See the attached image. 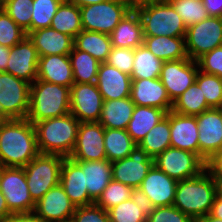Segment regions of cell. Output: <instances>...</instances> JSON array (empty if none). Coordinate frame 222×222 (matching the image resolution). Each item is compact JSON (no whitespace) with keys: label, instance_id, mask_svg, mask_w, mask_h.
Wrapping results in <instances>:
<instances>
[{"label":"cell","instance_id":"obj_1","mask_svg":"<svg viewBox=\"0 0 222 222\" xmlns=\"http://www.w3.org/2000/svg\"><path fill=\"white\" fill-rule=\"evenodd\" d=\"M39 154L34 124L5 119L0 125V166L24 168Z\"/></svg>","mask_w":222,"mask_h":222},{"label":"cell","instance_id":"obj_2","mask_svg":"<svg viewBox=\"0 0 222 222\" xmlns=\"http://www.w3.org/2000/svg\"><path fill=\"white\" fill-rule=\"evenodd\" d=\"M217 194V181L204 170L196 177L178 181L173 206L198 222L210 213Z\"/></svg>","mask_w":222,"mask_h":222},{"label":"cell","instance_id":"obj_3","mask_svg":"<svg viewBox=\"0 0 222 222\" xmlns=\"http://www.w3.org/2000/svg\"><path fill=\"white\" fill-rule=\"evenodd\" d=\"M79 125L80 122L71 113L35 123L39 153L70 157L76 144Z\"/></svg>","mask_w":222,"mask_h":222},{"label":"cell","instance_id":"obj_4","mask_svg":"<svg viewBox=\"0 0 222 222\" xmlns=\"http://www.w3.org/2000/svg\"><path fill=\"white\" fill-rule=\"evenodd\" d=\"M134 9L140 16L143 36H186V25L167 0H141Z\"/></svg>","mask_w":222,"mask_h":222},{"label":"cell","instance_id":"obj_5","mask_svg":"<svg viewBox=\"0 0 222 222\" xmlns=\"http://www.w3.org/2000/svg\"><path fill=\"white\" fill-rule=\"evenodd\" d=\"M70 113V88L37 79L30 84L29 112L31 123Z\"/></svg>","mask_w":222,"mask_h":222},{"label":"cell","instance_id":"obj_6","mask_svg":"<svg viewBox=\"0 0 222 222\" xmlns=\"http://www.w3.org/2000/svg\"><path fill=\"white\" fill-rule=\"evenodd\" d=\"M63 160L60 155L39 153L24 167L29 193L35 203L60 183Z\"/></svg>","mask_w":222,"mask_h":222},{"label":"cell","instance_id":"obj_7","mask_svg":"<svg viewBox=\"0 0 222 222\" xmlns=\"http://www.w3.org/2000/svg\"><path fill=\"white\" fill-rule=\"evenodd\" d=\"M133 8L128 0H107L80 7L82 29L110 35Z\"/></svg>","mask_w":222,"mask_h":222},{"label":"cell","instance_id":"obj_8","mask_svg":"<svg viewBox=\"0 0 222 222\" xmlns=\"http://www.w3.org/2000/svg\"><path fill=\"white\" fill-rule=\"evenodd\" d=\"M30 83L0 72V114L5 119H26L29 112Z\"/></svg>","mask_w":222,"mask_h":222},{"label":"cell","instance_id":"obj_9","mask_svg":"<svg viewBox=\"0 0 222 222\" xmlns=\"http://www.w3.org/2000/svg\"><path fill=\"white\" fill-rule=\"evenodd\" d=\"M0 191L11 214L34 211L35 202L29 193L24 168L0 166Z\"/></svg>","mask_w":222,"mask_h":222},{"label":"cell","instance_id":"obj_10","mask_svg":"<svg viewBox=\"0 0 222 222\" xmlns=\"http://www.w3.org/2000/svg\"><path fill=\"white\" fill-rule=\"evenodd\" d=\"M185 44L188 58L195 61L203 54L222 46V17L209 16L187 27Z\"/></svg>","mask_w":222,"mask_h":222},{"label":"cell","instance_id":"obj_11","mask_svg":"<svg viewBox=\"0 0 222 222\" xmlns=\"http://www.w3.org/2000/svg\"><path fill=\"white\" fill-rule=\"evenodd\" d=\"M154 165L176 181L196 177L205 170V162L197 154L173 147L159 154Z\"/></svg>","mask_w":222,"mask_h":222},{"label":"cell","instance_id":"obj_12","mask_svg":"<svg viewBox=\"0 0 222 222\" xmlns=\"http://www.w3.org/2000/svg\"><path fill=\"white\" fill-rule=\"evenodd\" d=\"M198 69L197 61L190 58L164 61L159 78L172 102L196 82Z\"/></svg>","mask_w":222,"mask_h":222},{"label":"cell","instance_id":"obj_13","mask_svg":"<svg viewBox=\"0 0 222 222\" xmlns=\"http://www.w3.org/2000/svg\"><path fill=\"white\" fill-rule=\"evenodd\" d=\"M112 178L133 188H139L148 171L154 164V159L138 144L128 157L111 162Z\"/></svg>","mask_w":222,"mask_h":222},{"label":"cell","instance_id":"obj_14","mask_svg":"<svg viewBox=\"0 0 222 222\" xmlns=\"http://www.w3.org/2000/svg\"><path fill=\"white\" fill-rule=\"evenodd\" d=\"M103 101L96 83H77L70 88V113L79 122H98Z\"/></svg>","mask_w":222,"mask_h":222},{"label":"cell","instance_id":"obj_15","mask_svg":"<svg viewBox=\"0 0 222 222\" xmlns=\"http://www.w3.org/2000/svg\"><path fill=\"white\" fill-rule=\"evenodd\" d=\"M69 158L74 161L107 159L104 147V127L99 122H80L76 144Z\"/></svg>","mask_w":222,"mask_h":222},{"label":"cell","instance_id":"obj_16","mask_svg":"<svg viewBox=\"0 0 222 222\" xmlns=\"http://www.w3.org/2000/svg\"><path fill=\"white\" fill-rule=\"evenodd\" d=\"M199 157L206 162L222 148V108H210L196 115Z\"/></svg>","mask_w":222,"mask_h":222},{"label":"cell","instance_id":"obj_17","mask_svg":"<svg viewBox=\"0 0 222 222\" xmlns=\"http://www.w3.org/2000/svg\"><path fill=\"white\" fill-rule=\"evenodd\" d=\"M76 206L59 183L35 203L34 213L44 222H69Z\"/></svg>","mask_w":222,"mask_h":222},{"label":"cell","instance_id":"obj_18","mask_svg":"<svg viewBox=\"0 0 222 222\" xmlns=\"http://www.w3.org/2000/svg\"><path fill=\"white\" fill-rule=\"evenodd\" d=\"M39 55L33 42L26 36L10 48L7 73L32 84L37 80Z\"/></svg>","mask_w":222,"mask_h":222},{"label":"cell","instance_id":"obj_19","mask_svg":"<svg viewBox=\"0 0 222 222\" xmlns=\"http://www.w3.org/2000/svg\"><path fill=\"white\" fill-rule=\"evenodd\" d=\"M177 183L153 164L139 188L149 197L154 207L172 206Z\"/></svg>","mask_w":222,"mask_h":222},{"label":"cell","instance_id":"obj_20","mask_svg":"<svg viewBox=\"0 0 222 222\" xmlns=\"http://www.w3.org/2000/svg\"><path fill=\"white\" fill-rule=\"evenodd\" d=\"M130 98L137 106L157 107L166 113L173 107L160 78L132 80Z\"/></svg>","mask_w":222,"mask_h":222},{"label":"cell","instance_id":"obj_21","mask_svg":"<svg viewBox=\"0 0 222 222\" xmlns=\"http://www.w3.org/2000/svg\"><path fill=\"white\" fill-rule=\"evenodd\" d=\"M171 147L193 152L199 156L196 116L169 111Z\"/></svg>","mask_w":222,"mask_h":222},{"label":"cell","instance_id":"obj_22","mask_svg":"<svg viewBox=\"0 0 222 222\" xmlns=\"http://www.w3.org/2000/svg\"><path fill=\"white\" fill-rule=\"evenodd\" d=\"M60 184L76 207L95 203L89 197L82 168L69 157L63 160L60 173Z\"/></svg>","mask_w":222,"mask_h":222},{"label":"cell","instance_id":"obj_23","mask_svg":"<svg viewBox=\"0 0 222 222\" xmlns=\"http://www.w3.org/2000/svg\"><path fill=\"white\" fill-rule=\"evenodd\" d=\"M131 76L106 62L99 66L96 85L103 100H115L130 97Z\"/></svg>","mask_w":222,"mask_h":222},{"label":"cell","instance_id":"obj_24","mask_svg":"<svg viewBox=\"0 0 222 222\" xmlns=\"http://www.w3.org/2000/svg\"><path fill=\"white\" fill-rule=\"evenodd\" d=\"M37 79L71 88L74 78L69 55L39 57Z\"/></svg>","mask_w":222,"mask_h":222},{"label":"cell","instance_id":"obj_25","mask_svg":"<svg viewBox=\"0 0 222 222\" xmlns=\"http://www.w3.org/2000/svg\"><path fill=\"white\" fill-rule=\"evenodd\" d=\"M37 49L39 57L48 55H69L74 39L52 27L38 29L27 34Z\"/></svg>","mask_w":222,"mask_h":222},{"label":"cell","instance_id":"obj_26","mask_svg":"<svg viewBox=\"0 0 222 222\" xmlns=\"http://www.w3.org/2000/svg\"><path fill=\"white\" fill-rule=\"evenodd\" d=\"M84 172L85 186L89 197L96 202L112 178V164L109 160L75 161Z\"/></svg>","mask_w":222,"mask_h":222},{"label":"cell","instance_id":"obj_27","mask_svg":"<svg viewBox=\"0 0 222 222\" xmlns=\"http://www.w3.org/2000/svg\"><path fill=\"white\" fill-rule=\"evenodd\" d=\"M110 39L113 47L135 49L143 44V26L134 8L115 27Z\"/></svg>","mask_w":222,"mask_h":222},{"label":"cell","instance_id":"obj_28","mask_svg":"<svg viewBox=\"0 0 222 222\" xmlns=\"http://www.w3.org/2000/svg\"><path fill=\"white\" fill-rule=\"evenodd\" d=\"M135 103L130 97L104 100L99 123L104 128L126 130L133 114Z\"/></svg>","mask_w":222,"mask_h":222},{"label":"cell","instance_id":"obj_29","mask_svg":"<svg viewBox=\"0 0 222 222\" xmlns=\"http://www.w3.org/2000/svg\"><path fill=\"white\" fill-rule=\"evenodd\" d=\"M143 45L162 61L188 58L185 37L144 36Z\"/></svg>","mask_w":222,"mask_h":222},{"label":"cell","instance_id":"obj_30","mask_svg":"<svg viewBox=\"0 0 222 222\" xmlns=\"http://www.w3.org/2000/svg\"><path fill=\"white\" fill-rule=\"evenodd\" d=\"M165 116L166 112L163 109L135 105L126 131L139 144L147 133Z\"/></svg>","mask_w":222,"mask_h":222},{"label":"cell","instance_id":"obj_31","mask_svg":"<svg viewBox=\"0 0 222 222\" xmlns=\"http://www.w3.org/2000/svg\"><path fill=\"white\" fill-rule=\"evenodd\" d=\"M74 46L89 53L100 63L106 62L112 48L109 34L82 30L74 38Z\"/></svg>","mask_w":222,"mask_h":222},{"label":"cell","instance_id":"obj_32","mask_svg":"<svg viewBox=\"0 0 222 222\" xmlns=\"http://www.w3.org/2000/svg\"><path fill=\"white\" fill-rule=\"evenodd\" d=\"M137 143L124 129L104 128V147L110 162L128 157Z\"/></svg>","mask_w":222,"mask_h":222},{"label":"cell","instance_id":"obj_33","mask_svg":"<svg viewBox=\"0 0 222 222\" xmlns=\"http://www.w3.org/2000/svg\"><path fill=\"white\" fill-rule=\"evenodd\" d=\"M164 61L157 58L145 45L134 49L132 80L157 79L160 77Z\"/></svg>","mask_w":222,"mask_h":222},{"label":"cell","instance_id":"obj_34","mask_svg":"<svg viewBox=\"0 0 222 222\" xmlns=\"http://www.w3.org/2000/svg\"><path fill=\"white\" fill-rule=\"evenodd\" d=\"M74 84L96 83L100 62L89 53L78 50L75 46L69 53Z\"/></svg>","mask_w":222,"mask_h":222},{"label":"cell","instance_id":"obj_35","mask_svg":"<svg viewBox=\"0 0 222 222\" xmlns=\"http://www.w3.org/2000/svg\"><path fill=\"white\" fill-rule=\"evenodd\" d=\"M50 27L74 39L83 30L80 8L63 0L52 18Z\"/></svg>","mask_w":222,"mask_h":222},{"label":"cell","instance_id":"obj_36","mask_svg":"<svg viewBox=\"0 0 222 222\" xmlns=\"http://www.w3.org/2000/svg\"><path fill=\"white\" fill-rule=\"evenodd\" d=\"M138 145L153 159L171 147L169 118L167 116L162 118Z\"/></svg>","mask_w":222,"mask_h":222},{"label":"cell","instance_id":"obj_37","mask_svg":"<svg viewBox=\"0 0 222 222\" xmlns=\"http://www.w3.org/2000/svg\"><path fill=\"white\" fill-rule=\"evenodd\" d=\"M210 109L206 99L195 82L176 101L173 102L172 111L182 114L196 116Z\"/></svg>","mask_w":222,"mask_h":222},{"label":"cell","instance_id":"obj_38","mask_svg":"<svg viewBox=\"0 0 222 222\" xmlns=\"http://www.w3.org/2000/svg\"><path fill=\"white\" fill-rule=\"evenodd\" d=\"M196 83L210 108H222V78L198 70Z\"/></svg>","mask_w":222,"mask_h":222},{"label":"cell","instance_id":"obj_39","mask_svg":"<svg viewBox=\"0 0 222 222\" xmlns=\"http://www.w3.org/2000/svg\"><path fill=\"white\" fill-rule=\"evenodd\" d=\"M182 18L186 27L209 17L202 0H167Z\"/></svg>","mask_w":222,"mask_h":222},{"label":"cell","instance_id":"obj_40","mask_svg":"<svg viewBox=\"0 0 222 222\" xmlns=\"http://www.w3.org/2000/svg\"><path fill=\"white\" fill-rule=\"evenodd\" d=\"M62 1L63 0H33L31 32L50 27L52 18L56 14Z\"/></svg>","mask_w":222,"mask_h":222},{"label":"cell","instance_id":"obj_41","mask_svg":"<svg viewBox=\"0 0 222 222\" xmlns=\"http://www.w3.org/2000/svg\"><path fill=\"white\" fill-rule=\"evenodd\" d=\"M32 4L33 0H9L0 7L28 34L31 32Z\"/></svg>","mask_w":222,"mask_h":222},{"label":"cell","instance_id":"obj_42","mask_svg":"<svg viewBox=\"0 0 222 222\" xmlns=\"http://www.w3.org/2000/svg\"><path fill=\"white\" fill-rule=\"evenodd\" d=\"M131 192L132 188L130 186L112 179L95 203L108 211L119 203L129 200Z\"/></svg>","mask_w":222,"mask_h":222},{"label":"cell","instance_id":"obj_43","mask_svg":"<svg viewBox=\"0 0 222 222\" xmlns=\"http://www.w3.org/2000/svg\"><path fill=\"white\" fill-rule=\"evenodd\" d=\"M26 36V32L0 7V44L11 48Z\"/></svg>","mask_w":222,"mask_h":222},{"label":"cell","instance_id":"obj_44","mask_svg":"<svg viewBox=\"0 0 222 222\" xmlns=\"http://www.w3.org/2000/svg\"><path fill=\"white\" fill-rule=\"evenodd\" d=\"M107 212L110 222H147V217L131 198L119 203Z\"/></svg>","mask_w":222,"mask_h":222},{"label":"cell","instance_id":"obj_45","mask_svg":"<svg viewBox=\"0 0 222 222\" xmlns=\"http://www.w3.org/2000/svg\"><path fill=\"white\" fill-rule=\"evenodd\" d=\"M133 61L134 49L112 46L106 63L131 76Z\"/></svg>","mask_w":222,"mask_h":222},{"label":"cell","instance_id":"obj_46","mask_svg":"<svg viewBox=\"0 0 222 222\" xmlns=\"http://www.w3.org/2000/svg\"><path fill=\"white\" fill-rule=\"evenodd\" d=\"M147 222H195L175 206L154 207Z\"/></svg>","mask_w":222,"mask_h":222},{"label":"cell","instance_id":"obj_47","mask_svg":"<svg viewBox=\"0 0 222 222\" xmlns=\"http://www.w3.org/2000/svg\"><path fill=\"white\" fill-rule=\"evenodd\" d=\"M69 222H110L106 210L96 203L87 206L76 207Z\"/></svg>","mask_w":222,"mask_h":222},{"label":"cell","instance_id":"obj_48","mask_svg":"<svg viewBox=\"0 0 222 222\" xmlns=\"http://www.w3.org/2000/svg\"><path fill=\"white\" fill-rule=\"evenodd\" d=\"M196 61L200 71L222 78V46L203 54Z\"/></svg>","mask_w":222,"mask_h":222},{"label":"cell","instance_id":"obj_49","mask_svg":"<svg viewBox=\"0 0 222 222\" xmlns=\"http://www.w3.org/2000/svg\"><path fill=\"white\" fill-rule=\"evenodd\" d=\"M205 170L216 181H222V148L206 160Z\"/></svg>","mask_w":222,"mask_h":222},{"label":"cell","instance_id":"obj_50","mask_svg":"<svg viewBox=\"0 0 222 222\" xmlns=\"http://www.w3.org/2000/svg\"><path fill=\"white\" fill-rule=\"evenodd\" d=\"M136 205L139 206L142 213L148 217L153 211L154 206L152 205L149 197L143 193L140 188H133L130 197Z\"/></svg>","mask_w":222,"mask_h":222},{"label":"cell","instance_id":"obj_51","mask_svg":"<svg viewBox=\"0 0 222 222\" xmlns=\"http://www.w3.org/2000/svg\"><path fill=\"white\" fill-rule=\"evenodd\" d=\"M3 222H44L34 212L14 213L9 215Z\"/></svg>","mask_w":222,"mask_h":222},{"label":"cell","instance_id":"obj_52","mask_svg":"<svg viewBox=\"0 0 222 222\" xmlns=\"http://www.w3.org/2000/svg\"><path fill=\"white\" fill-rule=\"evenodd\" d=\"M209 16L222 17V0H202Z\"/></svg>","mask_w":222,"mask_h":222},{"label":"cell","instance_id":"obj_53","mask_svg":"<svg viewBox=\"0 0 222 222\" xmlns=\"http://www.w3.org/2000/svg\"><path fill=\"white\" fill-rule=\"evenodd\" d=\"M211 216L222 220V196L218 193L215 196L211 211L209 213Z\"/></svg>","mask_w":222,"mask_h":222},{"label":"cell","instance_id":"obj_54","mask_svg":"<svg viewBox=\"0 0 222 222\" xmlns=\"http://www.w3.org/2000/svg\"><path fill=\"white\" fill-rule=\"evenodd\" d=\"M10 55V48L0 44V72H7V63Z\"/></svg>","mask_w":222,"mask_h":222},{"label":"cell","instance_id":"obj_55","mask_svg":"<svg viewBox=\"0 0 222 222\" xmlns=\"http://www.w3.org/2000/svg\"><path fill=\"white\" fill-rule=\"evenodd\" d=\"M9 215H11V213L6 204V199L0 191V222H3Z\"/></svg>","mask_w":222,"mask_h":222},{"label":"cell","instance_id":"obj_56","mask_svg":"<svg viewBox=\"0 0 222 222\" xmlns=\"http://www.w3.org/2000/svg\"><path fill=\"white\" fill-rule=\"evenodd\" d=\"M64 1L71 3L75 6H78L80 8V7H85L92 4L105 2L107 0H64Z\"/></svg>","mask_w":222,"mask_h":222},{"label":"cell","instance_id":"obj_57","mask_svg":"<svg viewBox=\"0 0 222 222\" xmlns=\"http://www.w3.org/2000/svg\"><path fill=\"white\" fill-rule=\"evenodd\" d=\"M198 222H222L221 219H217L210 214L203 216Z\"/></svg>","mask_w":222,"mask_h":222},{"label":"cell","instance_id":"obj_58","mask_svg":"<svg viewBox=\"0 0 222 222\" xmlns=\"http://www.w3.org/2000/svg\"><path fill=\"white\" fill-rule=\"evenodd\" d=\"M218 193L222 196V181H217Z\"/></svg>","mask_w":222,"mask_h":222},{"label":"cell","instance_id":"obj_59","mask_svg":"<svg viewBox=\"0 0 222 222\" xmlns=\"http://www.w3.org/2000/svg\"><path fill=\"white\" fill-rule=\"evenodd\" d=\"M5 120V118L0 114V125L2 124V122Z\"/></svg>","mask_w":222,"mask_h":222},{"label":"cell","instance_id":"obj_60","mask_svg":"<svg viewBox=\"0 0 222 222\" xmlns=\"http://www.w3.org/2000/svg\"><path fill=\"white\" fill-rule=\"evenodd\" d=\"M7 1H9V0H0V6H1L2 4L6 3Z\"/></svg>","mask_w":222,"mask_h":222},{"label":"cell","instance_id":"obj_61","mask_svg":"<svg viewBox=\"0 0 222 222\" xmlns=\"http://www.w3.org/2000/svg\"><path fill=\"white\" fill-rule=\"evenodd\" d=\"M129 2H131L132 4H136V0H128Z\"/></svg>","mask_w":222,"mask_h":222}]
</instances>
